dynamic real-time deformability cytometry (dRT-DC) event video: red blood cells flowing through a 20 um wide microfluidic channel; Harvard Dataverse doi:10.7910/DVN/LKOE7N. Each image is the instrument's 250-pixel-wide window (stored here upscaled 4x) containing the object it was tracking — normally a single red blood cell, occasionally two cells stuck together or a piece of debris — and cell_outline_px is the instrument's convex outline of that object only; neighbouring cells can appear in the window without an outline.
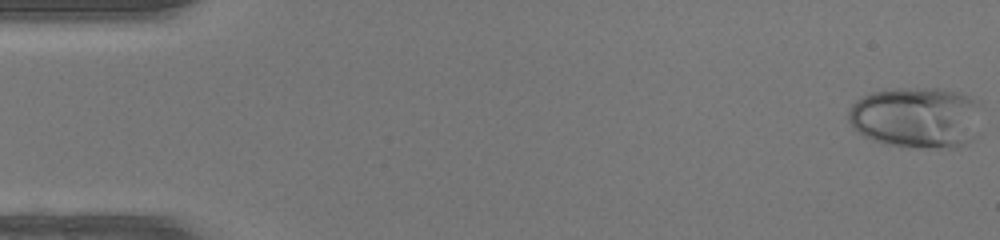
{"species": "human", "species_latin": "Homo sapiens", "temperature_condition": "warm", "stored_images_in_passage": 47, "camera_frame_rate_fps": 3000, "um_per_image_px": 0.085, "donor": {"sex": "female"}, "frame": {"image": 1, "passage_image": 1, "time_ms": 0.0, "image_size_px": [1000, 240], "cell_outline_px": [[984, 104], [976, 136], [972, 140], [956, 148], [916, 148], [888, 144], [872, 140], [856, 132], [848, 120], [848, 112], [852, 104], [860, 96], [872, 92], [888, 88], [940, 88], [960, 92], [980, 100]], "centroid_in_image_um": [77.96, 9.97], "position_along_channel_um": 7.0, "area_um2": 48.96}}
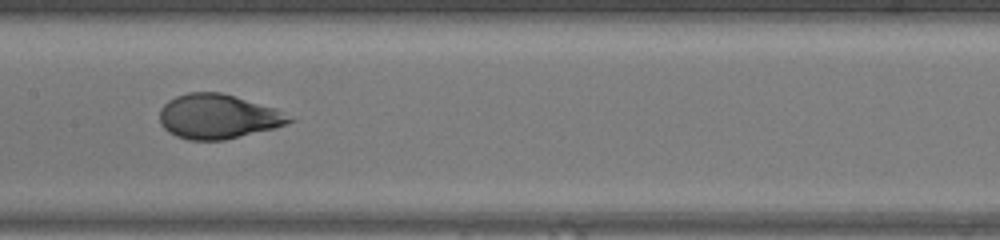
{"frame": {"image": 2, "passage_image": 24, "time_ms": 7.667, "image_size_px": [1000, 240], "cell_outline_px": [[296, 120], [272, 128], [224, 140], [188, 140], [176, 136], [168, 132], [160, 124], [160, 108], [168, 100], [176, 96], [188, 92], [220, 92], [276, 108]], "centroid_in_image_um": [18.48, 9.9], "position_along_channel_um": 188.9, "area_um2": 33.47}}
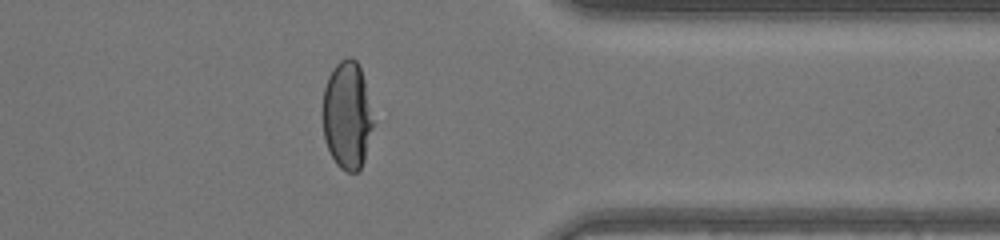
{"frame": {"image": 3, "passage_image": 38, "time_ms": 12.333, "image_size_px": [1000, 240], "cell_outline_px": [[376, 120], [364, 160], [360, 168], [356, 172], [348, 172], [340, 168], [336, 164], [324, 140], [324, 88], [328, 76], [332, 68], [340, 60], [348, 56], [352, 56], [356, 60], [360, 68], [364, 80]], "centroid_in_image_um": [29.55, 9.79], "position_along_channel_um": 381.9, "area_um2": 32.08}, "authors_computed_cell_mechanics": {"area_um2": 34.391, "velocity_mm_per_s": 4.3778, "shape_relaxation_time_tau1_ms": 6.7701, "shape_relaxation_time_tau2_ms": null, "deformation_change_tau1": 0.3182, "deformation_change_tau2": null}}